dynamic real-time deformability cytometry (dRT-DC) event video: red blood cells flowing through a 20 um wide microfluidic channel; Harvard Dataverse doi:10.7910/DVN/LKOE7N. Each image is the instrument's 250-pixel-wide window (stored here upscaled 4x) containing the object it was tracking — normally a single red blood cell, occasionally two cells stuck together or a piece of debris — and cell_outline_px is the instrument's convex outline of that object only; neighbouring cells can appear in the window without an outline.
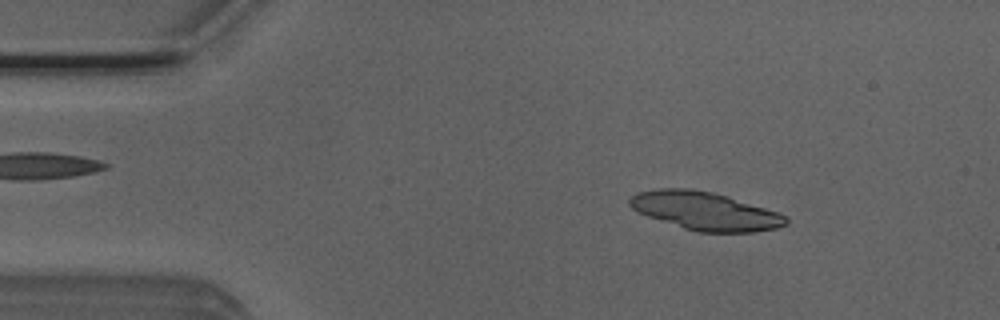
{"species": "Egyptian fruit bat (a non-hibernating species)", "species_latin": "Rousettus aegyptiacus", "temperature_condition": "room temperature", "stored_images_in_passage": 4, "camera_frame_rate_fps": 3000, "um_per_image_px": 0.085, "animal": {"sex": "male"}, "frame": {"image": 1, "passage_image": 1, "time_ms": 0.0, "image_size_px": [1000, 320], "cell_outline_px": [[788, 224], [776, 228], [752, 232], [696, 232], [636, 212], [628, 204], [628, 200], [636, 192], [660, 188], [688, 188], [712, 192], [764, 208], [788, 216]], "centroid_in_image_um": [59.89, 17.94], "position_along_channel_um": 25.1, "area_um2": 34.45}}